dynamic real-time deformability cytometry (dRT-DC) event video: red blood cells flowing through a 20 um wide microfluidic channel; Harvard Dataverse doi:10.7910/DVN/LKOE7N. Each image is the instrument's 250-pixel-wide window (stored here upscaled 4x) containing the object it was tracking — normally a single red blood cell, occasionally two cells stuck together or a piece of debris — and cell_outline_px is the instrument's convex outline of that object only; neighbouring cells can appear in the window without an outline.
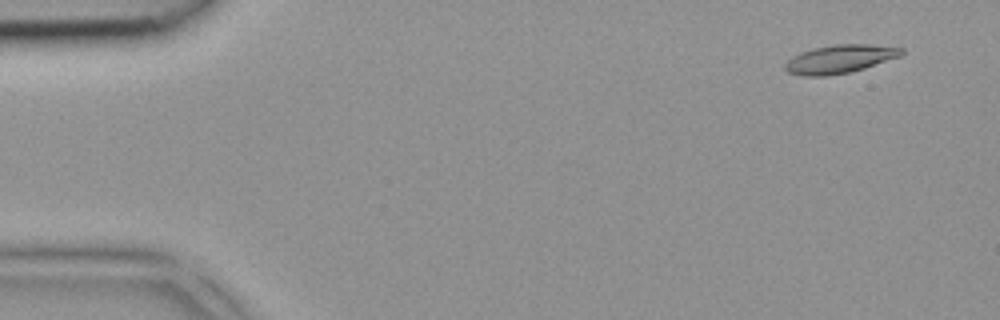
{"species": "common noctule bat (a hibernating species)", "species_latin": "Nyctalus noctula", "temperature_condition": "room temperature", "stored_images_in_passage": 3, "camera_frame_rate_fps": 3000, "um_per_image_px": 0.085, "animal": {"sex": "female", "body_mass_g": 18.4}, "frame": {"image": 1, "passage_image": 1, "time_ms": 0.0, "image_size_px": [1000, 320], "cell_outline_px": [[904, 52], [900, 56], [864, 68], [848, 72], [828, 76], [800, 76], [788, 72], [784, 68], [784, 64], [792, 56], [812, 48], [836, 44], [868, 44], [904, 48]], "centroid_in_image_um": [71.35, 5.02], "position_along_channel_um": 13.6, "area_um2": 19.19}}
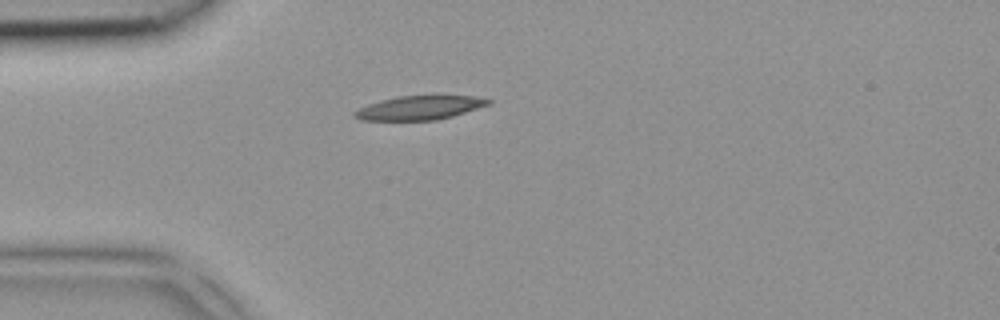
{"frame": {"image": 2, "passage_image": 3, "time_ms": 0.667, "image_size_px": [1000, 320], "cell_outline_px": [[492, 104], [452, 116], [436, 120], [360, 120], [352, 116], [352, 112], [368, 104], [380, 100], [396, 96], [472, 96], [492, 100]], "centroid_in_image_um": [35.64, 9.16], "position_along_channel_um": 49.4, "area_um2": 18.61}}